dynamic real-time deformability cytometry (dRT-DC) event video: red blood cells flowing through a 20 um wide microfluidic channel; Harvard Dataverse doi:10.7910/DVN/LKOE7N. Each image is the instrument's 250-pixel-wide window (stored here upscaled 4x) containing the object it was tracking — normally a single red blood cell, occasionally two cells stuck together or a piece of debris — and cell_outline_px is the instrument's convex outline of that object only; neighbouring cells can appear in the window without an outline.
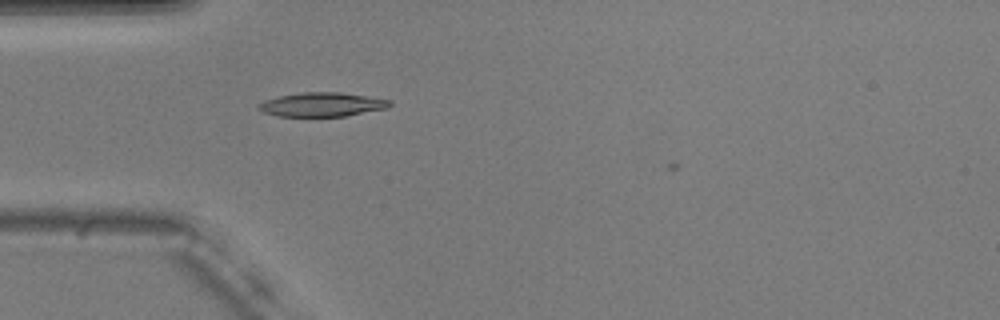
{"species": "common noctule bat (a hibernating species)", "species_latin": "Nyctalus noctula", "temperature_condition": "warm", "stored_images_in_passage": 39, "camera_frame_rate_fps": 3000, "um_per_image_px": 0.085, "animal": {"sex": "male", "body_mass_g": 20.5, "forearm_length_mm": 52.5}, "frame": {"image": 1, "passage_image": 4, "time_ms": 1.0, "image_size_px": [1000, 320], "cell_outline_px": [[392, 104], [388, 108], [344, 116], [276, 116], [264, 112], [256, 108], [256, 104], [264, 100], [280, 96], [304, 92], [340, 92], [392, 100]], "centroid_in_image_um": [27.36, 8.88], "position_along_channel_um": 57.6, "area_um2": 18.38}}
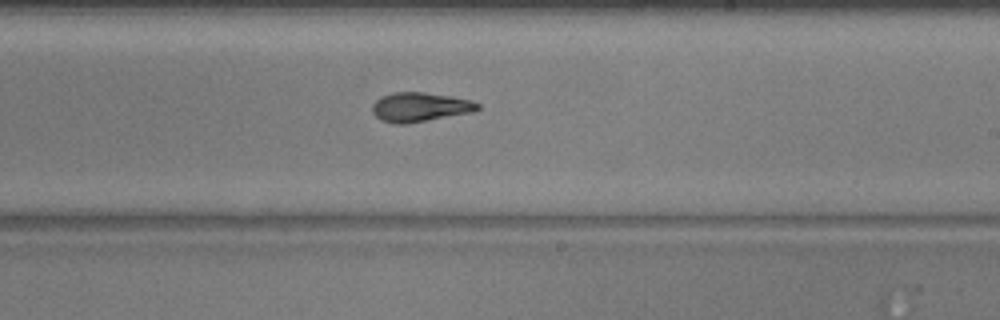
{"frame": {"image": 2, "passage_image": 20, "time_ms": 6.333, "image_size_px": [1000, 320], "cell_outline_px": [[480, 108], [476, 112], [404, 124], [392, 124], [380, 120], [372, 112], [372, 104], [380, 96], [392, 92], [424, 92], [452, 96], [472, 100], [480, 104]], "centroid_in_image_um": [35.71, 9.1], "position_along_channel_um": 253.3, "area_um2": 18.32}}
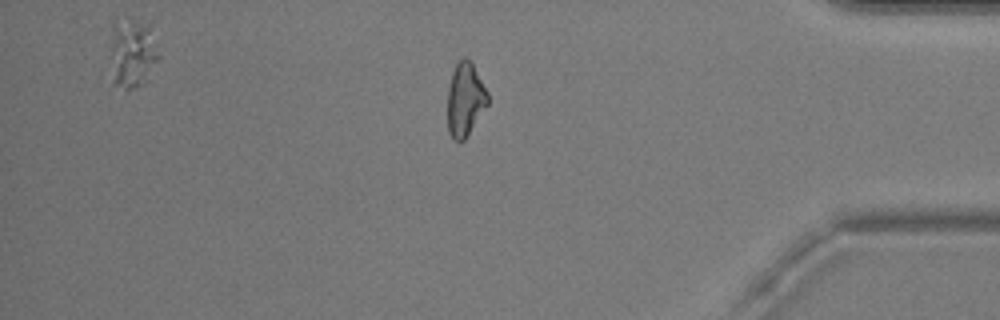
{"frame": {"image": 3, "passage_image": 34, "time_ms": 11.0, "image_size_px": [1000, 320], "cell_outline_px": [[488, 104], [464, 140], [460, 144], [452, 140], [448, 132], [448, 88], [452, 72], [456, 64], [464, 56], [472, 60], [488, 92]], "centroid_in_image_um": [39.54, 8.45], "position_along_channel_um": 395.7, "area_um2": 17.51}}